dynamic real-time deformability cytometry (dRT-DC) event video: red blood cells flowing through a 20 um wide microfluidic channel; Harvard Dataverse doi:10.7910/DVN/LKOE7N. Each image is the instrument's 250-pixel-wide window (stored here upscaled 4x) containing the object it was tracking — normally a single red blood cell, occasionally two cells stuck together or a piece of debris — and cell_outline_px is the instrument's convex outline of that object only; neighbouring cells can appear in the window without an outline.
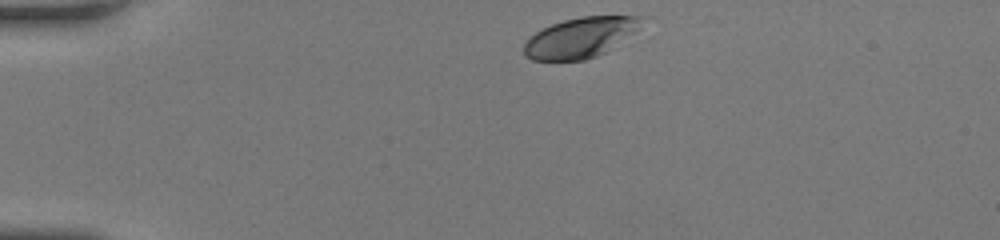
{"species": "human", "species_latin": "Homo sapiens", "temperature_condition": "room temperature", "stored_images_in_passage": 33, "camera_frame_rate_fps": 3000, "um_per_image_px": 0.085, "donor": {"sex": "female"}, "frame": {"image": 1, "passage_image": 1, "time_ms": 0.0, "image_size_px": [1000, 240], "cell_outline_px": [[648, 16], [632, 32], [608, 52], [584, 60], [532, 60], [524, 56], [524, 44], [536, 32], [552, 24], [564, 20], [580, 16]], "centroid_in_image_um": [49.32, 3.19], "position_along_channel_um": 35.7, "area_um2": 27.28}}
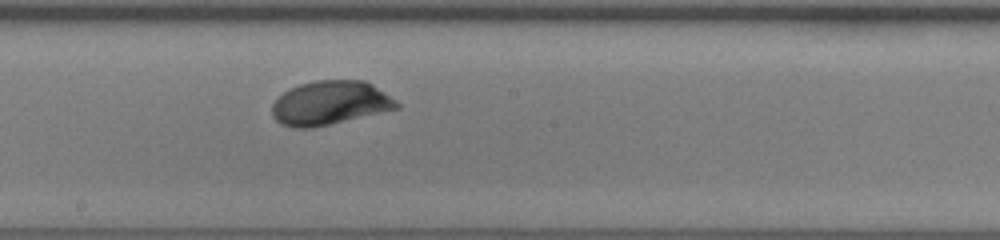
{"frame": {"image": 2, "passage_image": 19, "time_ms": 6.0, "image_size_px": [1000, 240], "cell_outline_px": [[400, 108], [312, 128], [292, 128], [280, 124], [272, 116], [272, 104], [276, 96], [288, 88], [300, 84], [316, 80], [364, 80], [372, 84], [396, 100], [400, 104]], "centroid_in_image_um": [28.01, 8.75], "position_along_channel_um": 220.2, "area_um2": 32.19}}
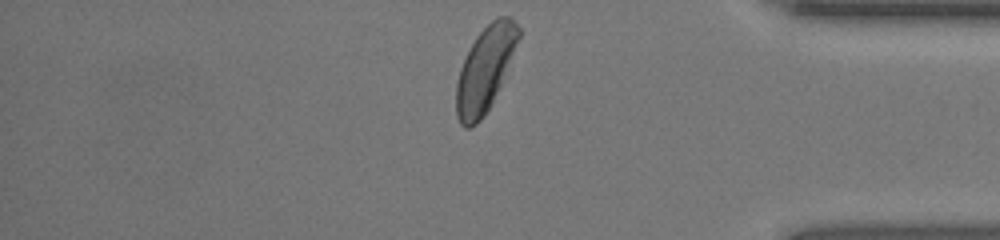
{"frame": {"image": 3, "passage_image": 33, "time_ms": 10.667, "image_size_px": [1000, 240], "cell_outline_px": [[520, 36], [492, 104], [480, 120], [476, 124], [468, 128], [464, 128], [460, 124], [456, 116], [456, 84], [460, 68], [476, 36], [492, 20], [500, 16], [512, 16], [520, 28]], "centroid_in_image_um": [41.22, 5.89], "position_along_channel_um": 394.0, "area_um2": 30.35}, "authors_computed_cell_mechanics": {"area_um2": 30.7496, "velocity_mm_per_s": 4.1261, "shape_relaxation_time_tau1_ms": 1.8123, "shape_relaxation_time_tau2_ms": null, "deformation_change_tau1": 0.1074, "deformation_change_tau2": null}}